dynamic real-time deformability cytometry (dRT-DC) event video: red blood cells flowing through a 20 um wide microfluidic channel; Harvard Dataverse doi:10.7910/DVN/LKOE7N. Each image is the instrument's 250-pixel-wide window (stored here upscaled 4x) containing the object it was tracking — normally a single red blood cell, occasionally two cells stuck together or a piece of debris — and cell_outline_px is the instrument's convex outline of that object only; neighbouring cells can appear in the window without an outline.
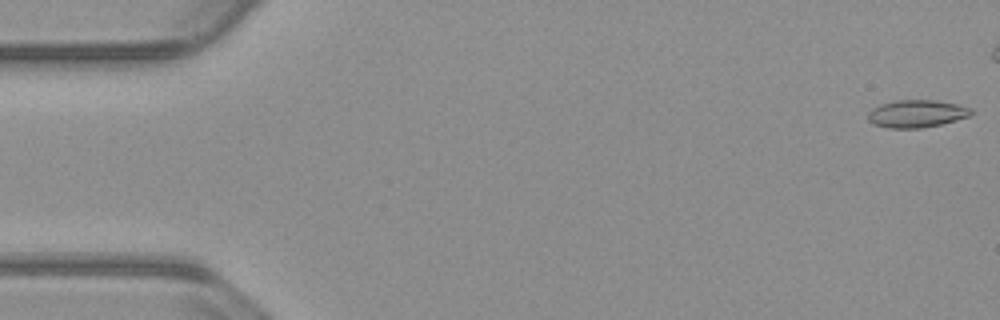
{"species": "common noctule bat (a hibernating species)", "species_latin": "Nyctalus noctula", "temperature_condition": "warm", "stored_images_in_passage": 44, "camera_frame_rate_fps": 3000, "um_per_image_px": 0.085, "animal": {"sex": "male", "body_mass_g": 23.1, "forearm_length_mm": 52.7}, "frame": {"image": 1, "passage_image": 1, "time_ms": 0.0, "image_size_px": [1000, 320], "cell_outline_px": [[972, 112], [968, 116], [956, 120], [940, 124], [920, 128], [888, 128], [872, 124], [868, 120], [868, 112], [872, 108], [880, 104], [896, 100], [936, 100], [956, 104], [972, 108]], "centroid_in_image_um": [77.87, 9.66], "position_along_channel_um": 7.1, "area_um2": 16.53}}
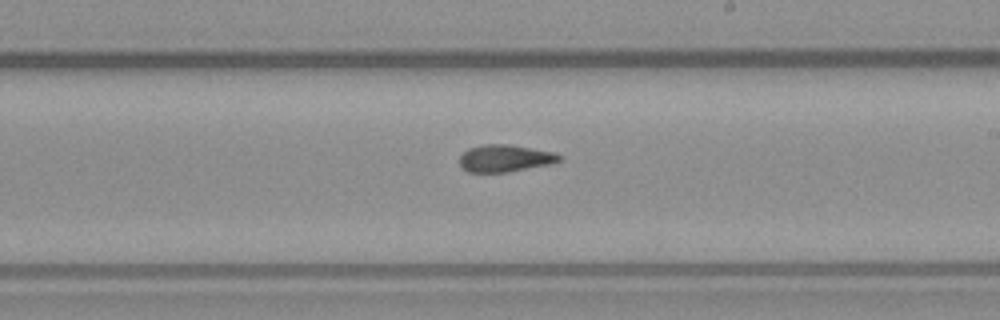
{"frame": {"image": 2, "passage_image": 31, "time_ms": 10.0, "image_size_px": [1000, 320], "cell_outline_px": [[560, 160], [552, 164], [508, 172], [468, 172], [460, 168], [460, 156], [468, 148], [484, 144], [508, 144], [556, 152], [560, 156]], "centroid_in_image_um": [42.91, 13.45], "position_along_channel_um": 246.1, "area_um2": 15.9}}
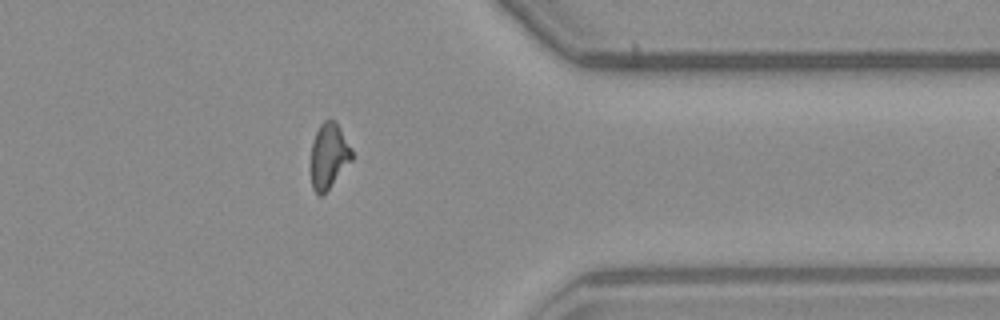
{"frame": {"image": 3, "passage_image": 43, "time_ms": 14.0, "image_size_px": [1000, 320], "cell_outline_px": [[352, 160], [328, 188], [320, 196], [312, 188], [312, 144], [316, 132], [320, 124], [324, 120], [332, 120], [340, 128], [352, 148]], "centroid_in_image_um": [27.96, 13.22], "position_along_channel_um": 383.4, "area_um2": 15.09}}